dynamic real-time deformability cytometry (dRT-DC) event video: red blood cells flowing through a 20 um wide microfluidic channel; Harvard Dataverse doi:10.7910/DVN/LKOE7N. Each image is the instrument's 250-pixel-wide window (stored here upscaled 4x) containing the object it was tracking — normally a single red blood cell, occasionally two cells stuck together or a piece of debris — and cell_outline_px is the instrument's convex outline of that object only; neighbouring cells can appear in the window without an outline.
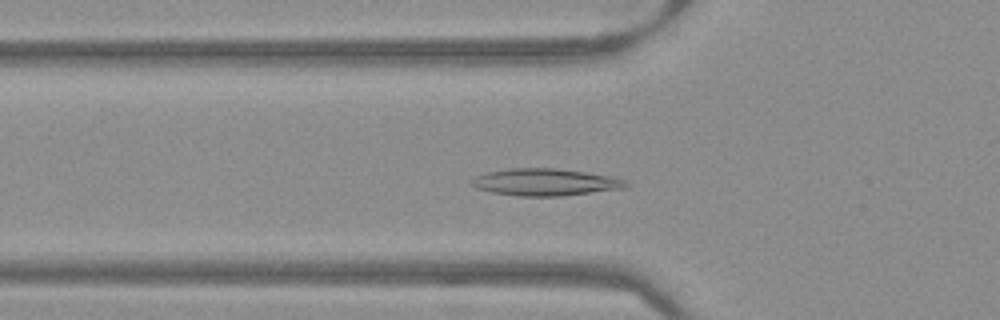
{"species": "Egyptian fruit bat (a non-hibernating species)", "species_latin": "Rousettus aegyptiacus", "temperature_condition": "warm", "stored_images_in_passage": 37, "camera_frame_rate_fps": 3000, "um_per_image_px": 0.085, "frame": {"image": 1, "passage_image": 3, "time_ms": 0.667, "image_size_px": [1000, 320], "cell_outline_px": [[632, 184], [624, 188], [560, 196], [520, 196], [492, 192], [476, 188], [472, 184], [472, 180], [476, 176], [488, 172], [508, 168], [556, 168], [612, 176], [628, 180]], "centroid_in_image_um": [46.4, 15.48], "position_along_channel_um": 79.4, "area_um2": 24.28}}
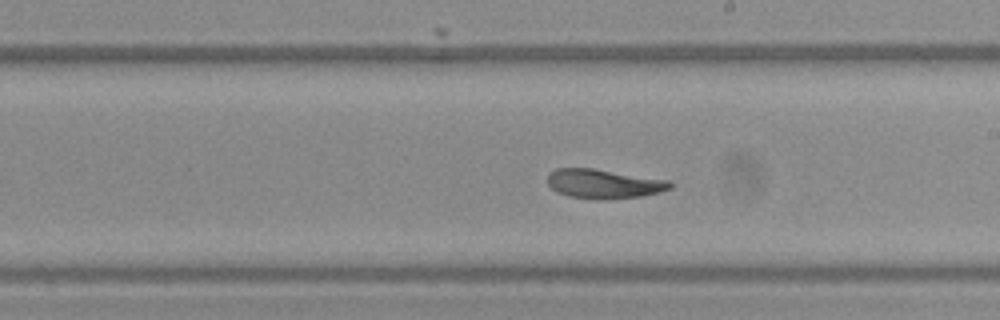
{"frame": {"image": 2, "passage_image": 15, "time_ms": 4.667, "image_size_px": [1000, 320], "cell_outline_px": [[672, 188], [660, 192], [640, 196], [600, 200], [568, 196], [556, 192], [548, 184], [548, 172], [556, 168], [592, 168], [672, 180]], "centroid_in_image_um": [51.33, 15.62], "position_along_channel_um": 237.7, "area_um2": 21.1}}
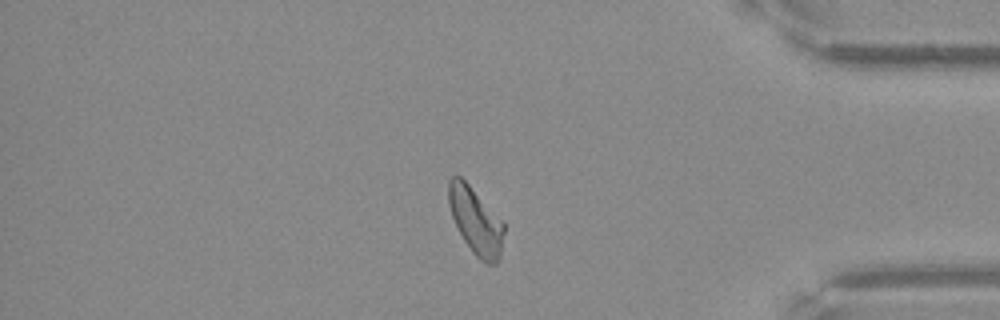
{"frame": {"image": 3, "passage_image": 29, "time_ms": 9.333, "image_size_px": [1000, 320], "cell_outline_px": [[504, 232], [500, 260], [496, 264], [488, 264], [480, 260], [476, 256], [464, 240], [452, 216], [448, 204], [448, 180], [452, 176], [460, 176], [504, 220]], "centroid_in_image_um": [40.46, 18.78], "position_along_channel_um": 394.7, "area_um2": 21.62}}